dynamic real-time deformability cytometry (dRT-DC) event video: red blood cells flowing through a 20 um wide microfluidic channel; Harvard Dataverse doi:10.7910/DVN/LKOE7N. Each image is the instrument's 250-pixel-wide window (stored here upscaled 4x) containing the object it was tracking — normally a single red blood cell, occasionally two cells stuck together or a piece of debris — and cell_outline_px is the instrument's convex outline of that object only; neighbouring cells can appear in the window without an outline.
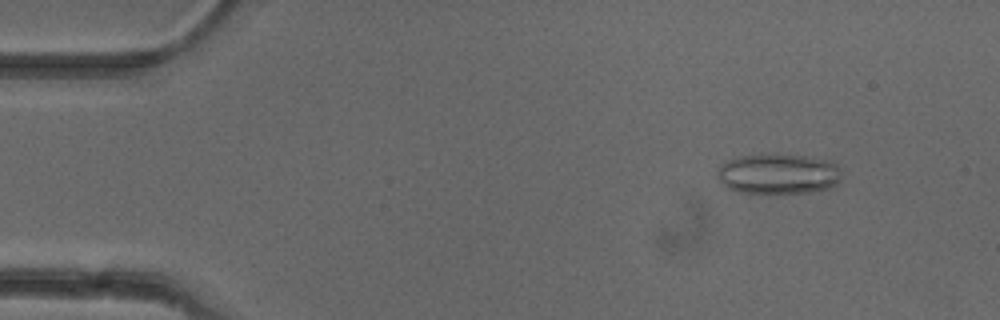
{"species": "common noctule bat (a hibernating species)", "species_latin": "Nyctalus noctula", "temperature_condition": "cold", "stored_images_in_passage": 52, "camera_frame_rate_fps": 3000, "um_per_image_px": 0.085, "animal": {"sex": "female"}, "frame": {"image": 1, "passage_image": 6, "time_ms": 1.667, "image_size_px": [1000, 320], "cell_outline_px": [[840, 180], [832, 188], [812, 192], [740, 192], [724, 188], [716, 176], [720, 164], [736, 156], [772, 152], [804, 156], [832, 160], [836, 164], [840, 172]], "centroid_in_image_um": [66.12, 14.74], "position_along_channel_um": 18.9, "area_um2": 29.88}}
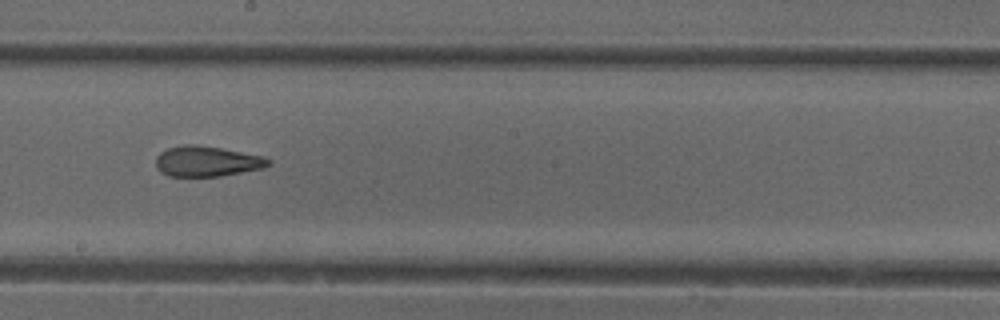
{"frame": {"image": 2, "passage_image": 29, "time_ms": 9.333, "image_size_px": [1000, 320], "cell_outline_px": [[272, 164], [264, 168], [220, 176], [168, 176], [160, 172], [156, 168], [156, 156], [160, 152], [168, 148], [184, 144], [196, 144], [220, 148], [264, 156], [272, 160]], "centroid_in_image_um": [17.59, 13.71], "position_along_channel_um": 230.6, "area_um2": 20.11}}
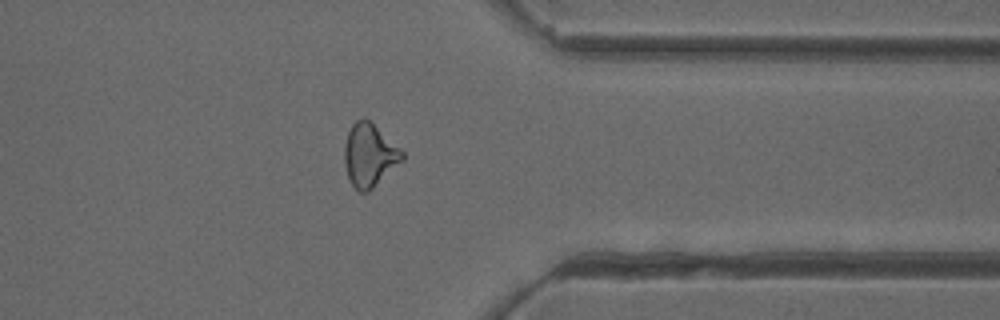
{"frame": {"image": 3, "passage_image": 41, "time_ms": 13.333, "image_size_px": [1000, 320], "cell_outline_px": [[404, 160], [368, 192], [360, 192], [352, 184], [348, 176], [344, 164], [344, 144], [348, 132], [352, 124], [356, 120], [364, 116], [400, 148], [404, 152]], "centroid_in_image_um": [31.39, 13.18], "position_along_channel_um": 380.0, "area_um2": 21.15}, "authors_computed_cell_mechanics": {"area_um2": 21.4438, "velocity_mm_per_s": 3.9614, "shape_relaxation_time_tau1_ms": 10.4119, "shape_relaxation_time_tau2_ms": 3.3321, "deformation_change_tau1": 0.2064, "deformation_change_tau2": 0.1082}}